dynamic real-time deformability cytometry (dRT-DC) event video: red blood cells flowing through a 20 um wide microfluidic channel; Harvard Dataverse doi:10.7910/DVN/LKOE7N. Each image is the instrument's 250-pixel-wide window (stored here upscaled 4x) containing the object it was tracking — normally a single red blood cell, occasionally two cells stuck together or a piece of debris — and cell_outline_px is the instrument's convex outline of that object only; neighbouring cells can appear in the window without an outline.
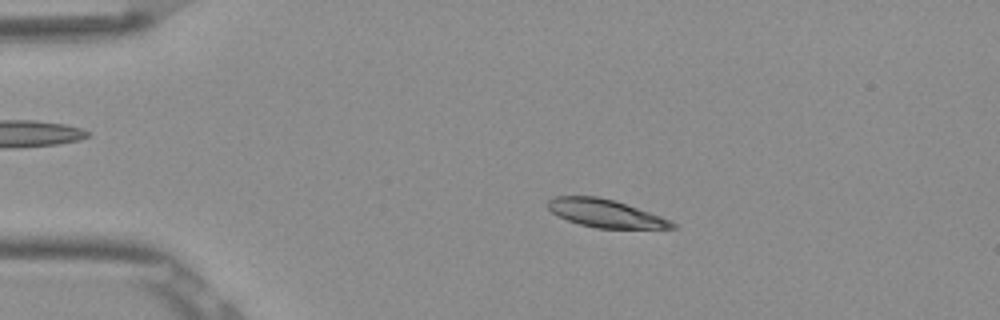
{"species": "Egyptian fruit bat (a non-hibernating species)", "species_latin": "Rousettus aegyptiacus", "temperature_condition": "room temperature", "stored_images_in_passage": 6, "camera_frame_rate_fps": 3000, "um_per_image_px": 0.085, "frame": {"image": 1, "passage_image": 2, "time_ms": 0.333, "image_size_px": [1000, 320], "cell_outline_px": [[676, 228], [596, 228], [580, 224], [568, 220], [552, 212], [548, 208], [548, 200], [556, 196], [596, 196], [612, 200], [660, 216], [676, 224]], "centroid_in_image_um": [51.42, 18.13], "position_along_channel_um": 33.6, "area_um2": 19.65}}
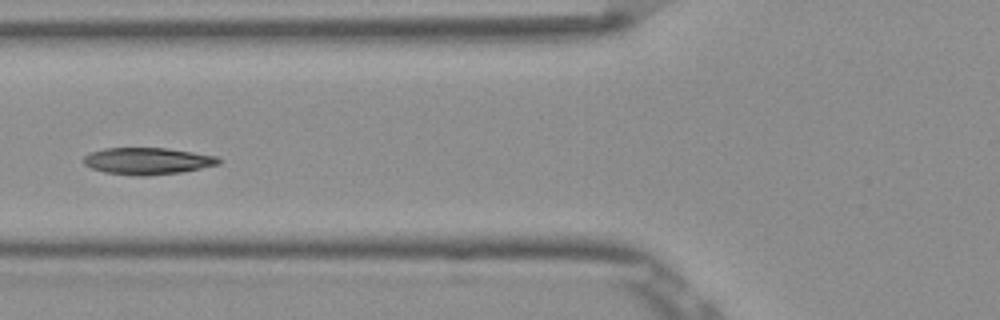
{"frame": {"image": 2, "passage_image": 5, "time_ms": 1.333, "image_size_px": [1000, 320], "cell_outline_px": [[220, 164], [180, 172], [148, 176], [136, 176], [104, 172], [92, 168], [84, 164], [84, 156], [92, 152], [104, 148], [168, 148], [216, 156], [220, 160]], "centroid_in_image_um": [12.53, 13.69], "position_along_channel_um": 113.3, "area_um2": 20.98}}
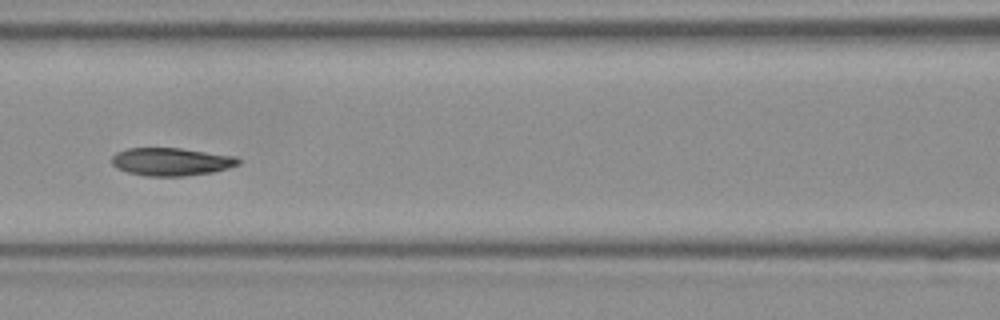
{"frame": {"image": 3, "passage_image": 6, "time_ms": 1.667, "image_size_px": [1000, 320], "cell_outline_px": [[240, 164], [228, 168], [212, 172], [188, 176], [148, 176], [128, 172], [116, 168], [112, 164], [112, 156], [116, 152], [128, 148], [180, 148], [236, 156], [240, 160]], "centroid_in_image_um": [14.56, 13.74], "position_along_channel_um": 152.0, "area_um2": 20.63}}